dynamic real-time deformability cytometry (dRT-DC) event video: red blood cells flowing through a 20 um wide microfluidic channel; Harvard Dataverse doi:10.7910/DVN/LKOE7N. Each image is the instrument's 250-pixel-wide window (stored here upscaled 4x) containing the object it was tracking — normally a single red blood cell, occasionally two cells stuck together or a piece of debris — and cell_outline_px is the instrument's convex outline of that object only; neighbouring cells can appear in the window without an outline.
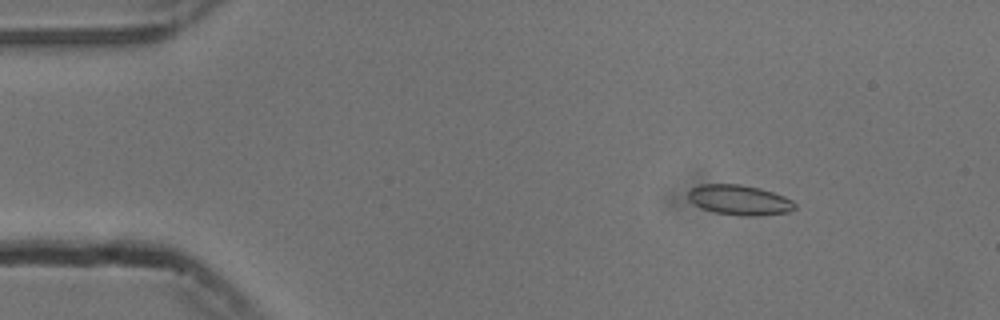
{"species": "common noctule bat (a hibernating species)", "species_latin": "Nyctalus noctula", "temperature_condition": "cold", "stored_images_in_passage": 49, "camera_frame_rate_fps": 3000, "um_per_image_px": 0.085, "animal": {"sex": "male", "body_mass_g": 13.3}, "frame": {"image": 1, "passage_image": 2, "time_ms": 0.333, "image_size_px": [1000, 320], "cell_outline_px": [[796, 208], [792, 212], [760, 216], [740, 216], [712, 212], [700, 208], [688, 200], [688, 192], [692, 188], [700, 184], [740, 184], [760, 188], [784, 196], [792, 200], [796, 204]], "centroid_in_image_um": [62.86, 17.02], "position_along_channel_um": 22.1, "area_um2": 19.07}}
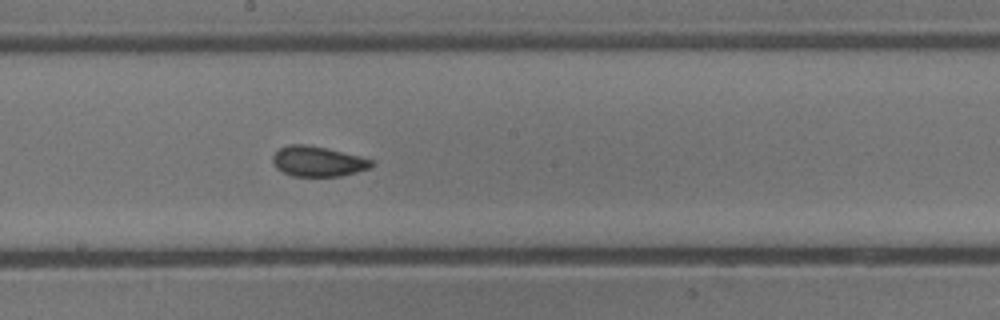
{"frame": {"image": 2, "passage_image": 24, "time_ms": 7.667, "image_size_px": [1000, 320], "cell_outline_px": [[376, 164], [372, 168], [340, 176], [292, 176], [276, 168], [272, 160], [272, 156], [280, 148], [288, 144], [304, 144], [328, 148], [360, 156], [372, 160]], "centroid_in_image_um": [27.04, 13.71], "position_along_channel_um": 221.2, "area_um2": 17.51}}
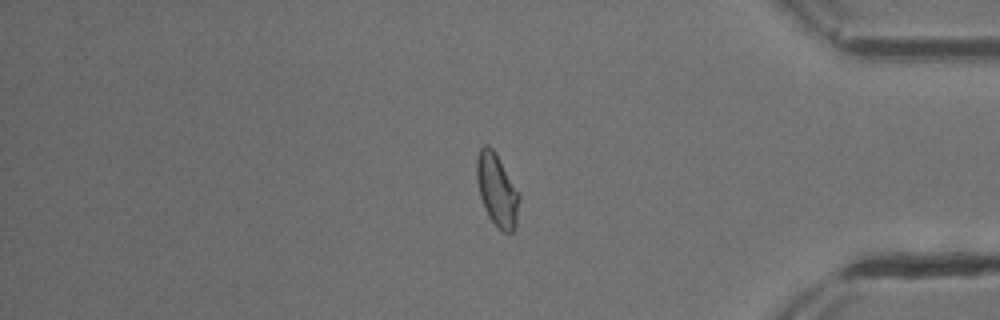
{"frame": {"image": 3, "passage_image": 40, "time_ms": 13.0, "image_size_px": [1000, 320], "cell_outline_px": [[520, 196], [516, 228], [512, 232], [504, 232], [488, 216], [480, 196], [476, 180], [476, 160], [480, 148], [484, 144], [488, 144], [496, 152], [520, 192]], "centroid_in_image_um": [42.26, 16.11], "position_along_channel_um": 392.9, "area_um2": 18.21}, "authors_computed_cell_mechanics": {"area_um2": 17.8602, "velocity_mm_per_s": 3.7552, "shape_relaxation_time_tau1_ms": 7.9398, "shape_relaxation_time_tau2_ms": 2.0225, "deformation_change_tau1": 0.1192, "deformation_change_tau2": 0.0472}}